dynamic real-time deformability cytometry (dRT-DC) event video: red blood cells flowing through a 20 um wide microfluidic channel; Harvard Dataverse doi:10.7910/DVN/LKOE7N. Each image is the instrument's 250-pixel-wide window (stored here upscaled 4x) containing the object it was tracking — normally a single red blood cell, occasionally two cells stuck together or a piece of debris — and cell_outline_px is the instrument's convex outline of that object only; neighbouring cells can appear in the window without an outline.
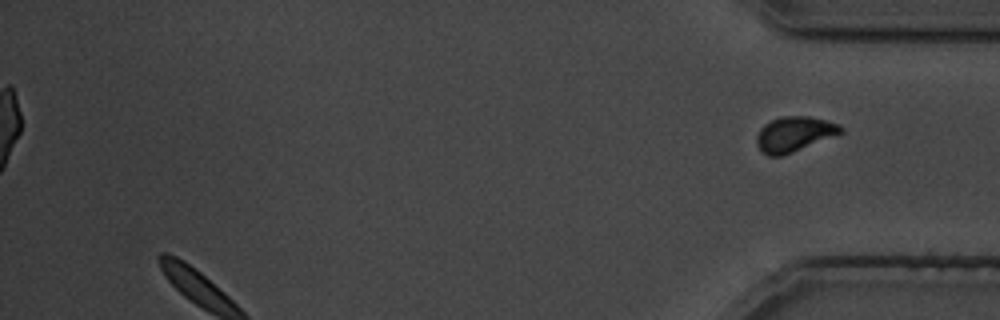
{"species": "common noctule bat (a hibernating species)", "species_latin": "Nyctalus noctula", "temperature_condition": "cold", "stored_images_in_passage": 39, "segment_of_instrument_passage": [2, 2], "camera_frame_rate_fps": 3000, "um_per_image_px": 0.085, "animal": {"sex": "male", "body_mass_g": 19.5, "forearm_length_mm": 54.6}, "frame": {"image": 1, "passage_image": 39, "time_ms": 47.0, "image_size_px": [1000, 320], "cell_outline_px": [[844, 132], [792, 152], [780, 156], [768, 156], [760, 152], [756, 144], [756, 136], [760, 128], [764, 124], [780, 116], [808, 116], [828, 120], [840, 124], [844, 128]], "centroid_in_image_um": [67.5, 11.39], "position_along_channel_um": 367.7, "area_um2": 17.34}}